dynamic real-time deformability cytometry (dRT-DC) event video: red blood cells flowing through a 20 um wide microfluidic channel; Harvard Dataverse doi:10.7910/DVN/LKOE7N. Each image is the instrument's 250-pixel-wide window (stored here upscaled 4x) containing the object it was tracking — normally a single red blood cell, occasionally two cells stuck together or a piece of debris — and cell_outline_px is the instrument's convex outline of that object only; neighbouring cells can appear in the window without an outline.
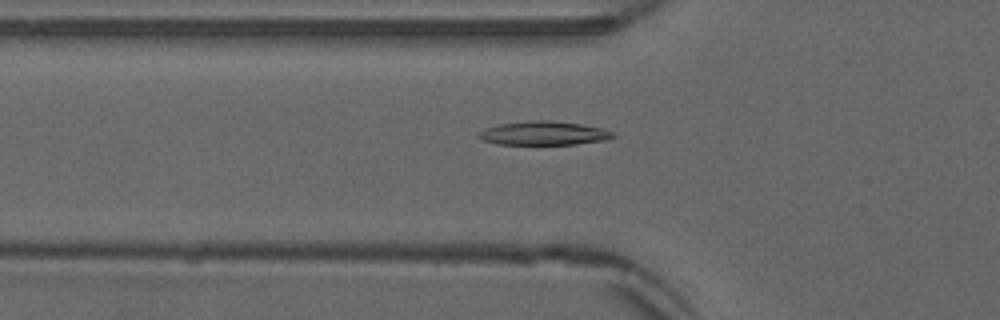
{"species": "common noctule bat (a hibernating species)", "species_latin": "Nyctalus noctula", "temperature_condition": "warm", "stored_images_in_passage": 42, "camera_frame_rate_fps": 3000, "um_per_image_px": 0.085, "animal": {"sex": "male", "forearm_length_mm": 52.5}, "frame": {"image": 1, "passage_image": 8, "time_ms": 2.333, "image_size_px": [1000, 320], "cell_outline_px": [[616, 136], [604, 140], [576, 144], [496, 144], [484, 140], [476, 136], [476, 132], [500, 124], [532, 120], [548, 120], [580, 124], [604, 128], [616, 132]], "centroid_in_image_um": [46.24, 11.32], "position_along_channel_um": 79.6, "area_um2": 18.61}}
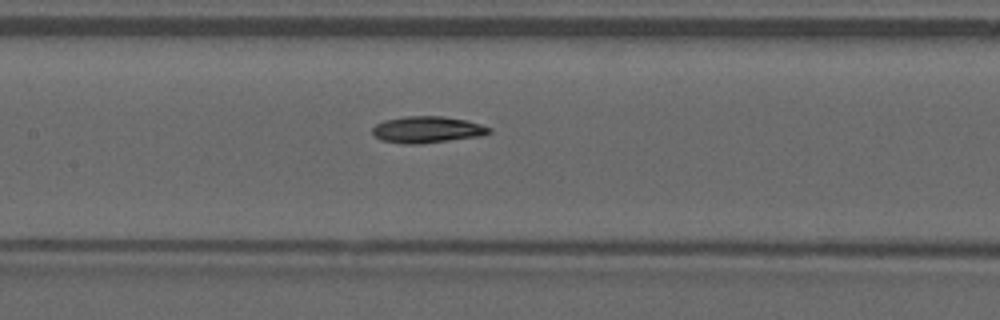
{"frame": {"image": 2, "passage_image": 15, "time_ms": 4.667, "image_size_px": [1000, 320], "cell_outline_px": [[492, 132], [484, 136], [416, 144], [404, 144], [384, 140], [376, 136], [372, 132], [372, 128], [376, 124], [384, 120], [404, 116], [444, 116], [464, 120], [480, 124], [492, 128]], "centroid_in_image_um": [36.35, 11.01], "position_along_channel_um": 171.1, "area_um2": 18.03}}
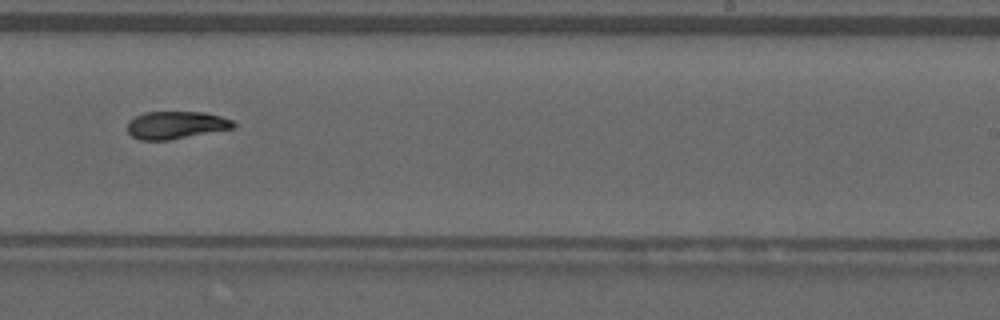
{"frame": {"image": 3, "passage_image": 23, "time_ms": 7.333, "image_size_px": [1000, 320], "cell_outline_px": [[236, 128], [168, 140], [140, 140], [132, 136], [128, 132], [128, 120], [144, 112], [204, 112], [220, 116], [232, 120], [236, 124]], "centroid_in_image_um": [14.97, 10.63], "position_along_channel_um": 274.0, "area_um2": 17.11}}